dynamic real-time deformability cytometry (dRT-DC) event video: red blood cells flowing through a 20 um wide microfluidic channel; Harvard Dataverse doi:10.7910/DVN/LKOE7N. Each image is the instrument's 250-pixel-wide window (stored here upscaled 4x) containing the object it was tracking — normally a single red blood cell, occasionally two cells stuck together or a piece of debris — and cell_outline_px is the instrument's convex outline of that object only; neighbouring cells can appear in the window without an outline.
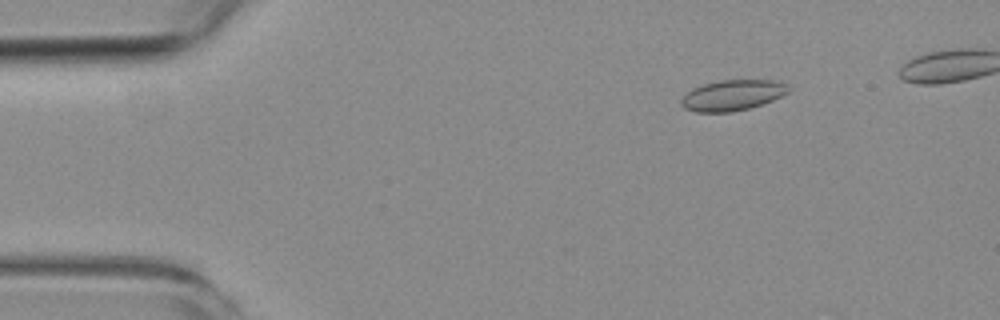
{"species": "common noctule bat (a hibernating species)", "species_latin": "Nyctalus noctula", "temperature_condition": "room temperature", "stored_images_in_passage": 4, "camera_frame_rate_fps": 3000, "um_per_image_px": 0.085, "animal": {"sex": "female", "body_mass_g": 19.3, "forearm_length_mm": 54.1}, "frame": {"image": 1, "passage_image": 1, "time_ms": 0.0, "image_size_px": [1000, 320], "cell_outline_px": [[788, 92], [772, 100], [748, 108], [732, 112], [696, 112], [684, 108], [680, 104], [680, 100], [692, 88], [704, 84], [720, 80], [776, 80], [784, 84], [788, 88]], "centroid_in_image_um": [62.21, 8.1], "position_along_channel_um": 22.8, "area_um2": 18.9}}